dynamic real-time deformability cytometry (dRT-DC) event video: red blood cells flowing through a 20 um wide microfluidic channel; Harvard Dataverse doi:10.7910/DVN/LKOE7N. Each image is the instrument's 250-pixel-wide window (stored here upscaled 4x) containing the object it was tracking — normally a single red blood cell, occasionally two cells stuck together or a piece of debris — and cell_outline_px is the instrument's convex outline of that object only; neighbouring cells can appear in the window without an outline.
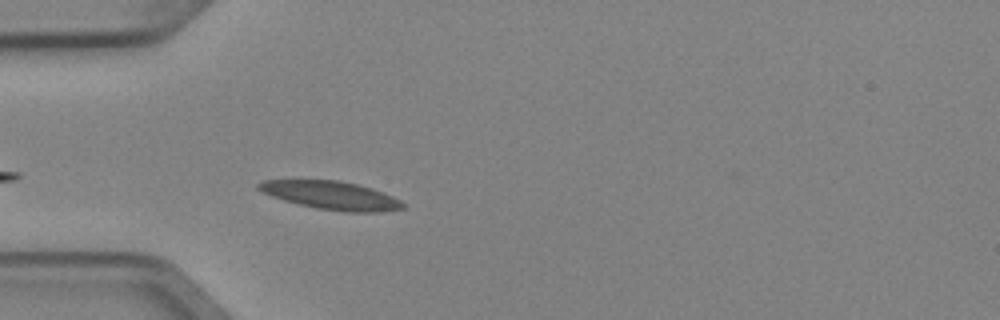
{"species": "Egyptian fruit bat (a non-hibernating species)", "species_latin": "Rousettus aegyptiacus", "temperature_condition": "cold", "stored_images_in_passage": 4, "camera_frame_rate_fps": 3000, "um_per_image_px": 0.085, "animal": {"sex": "female"}, "frame": {"image": 1, "passage_image": 4, "time_ms": 1.0, "image_size_px": [1000, 320], "cell_outline_px": [[404, 208], [376, 212], [344, 212], [316, 208], [284, 200], [272, 196], [256, 188], [256, 184], [264, 180], [340, 180], [372, 188], [384, 192], [400, 200], [404, 204]], "centroid_in_image_um": [28.15, 16.6], "position_along_channel_um": 56.8, "area_um2": 23.64}}